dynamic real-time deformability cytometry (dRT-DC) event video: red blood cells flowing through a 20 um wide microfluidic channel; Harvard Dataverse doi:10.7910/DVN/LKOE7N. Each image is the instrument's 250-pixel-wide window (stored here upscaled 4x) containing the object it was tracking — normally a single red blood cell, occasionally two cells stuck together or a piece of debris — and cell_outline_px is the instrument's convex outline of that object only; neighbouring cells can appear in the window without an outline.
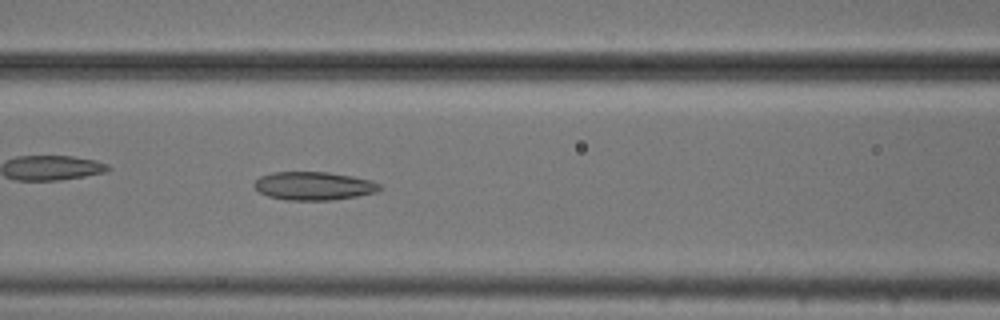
{"species": "common noctule bat (a hibernating species)", "species_latin": "Nyctalus noctula", "temperature_condition": "cold", "stored_images_in_passage": 52, "camera_frame_rate_fps": 3000, "um_per_image_px": 0.085, "animal": {"sex": "male", "body_mass_g": 20.5, "forearm_length_mm": 52.5}, "frame": {"image": 1, "passage_image": 21, "time_ms": 6.667, "image_size_px": [1000, 320], "cell_outline_px": [[380, 188], [376, 192], [356, 196], [332, 200], [284, 200], [268, 196], [260, 192], [252, 184], [260, 176], [272, 172], [328, 172], [352, 176], [372, 180], [380, 184]], "centroid_in_image_um": [26.65, 15.8], "position_along_channel_um": 140.0, "area_um2": 20.69}}
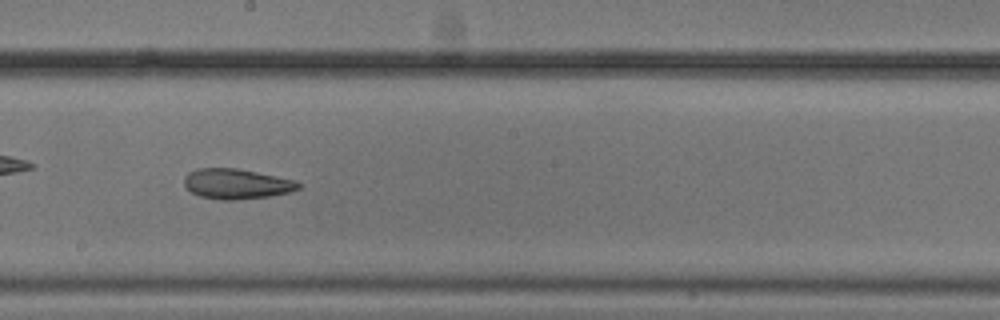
{"frame": {"image": 2, "passage_image": 28, "time_ms": 9.0, "image_size_px": [1000, 320], "cell_outline_px": [[300, 188], [292, 192], [268, 196], [236, 200], [220, 200], [200, 196], [192, 192], [184, 184], [184, 176], [188, 172], [196, 168], [236, 168], [296, 180], [300, 184]], "centroid_in_image_um": [20.1, 15.63], "position_along_channel_um": 228.1, "area_um2": 20.11}}
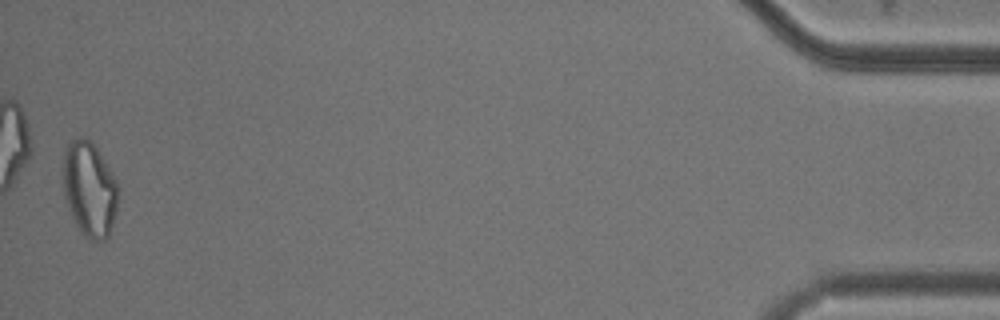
{"frame": {"image": 3, "passage_image": 51, "time_ms": 16.667, "image_size_px": [1000, 320], "cell_outline_px": [[116, 212], [108, 236], [104, 240], [92, 240], [84, 236], [80, 232], [68, 208], [64, 196], [64, 148], [68, 140], [76, 136], [84, 136], [96, 148], [112, 172], [116, 180]], "centroid_in_image_um": [7.57, 16.05], "position_along_channel_um": 427.6, "area_um2": 30.17}, "authors_computed_cell_mechanics": {"area_um2": 24.5072, "velocity_mm_per_s": 3.7885, "shape_relaxation_time_tau1_ms": 9.6826, "shape_relaxation_time_tau2_ms": 8.2421, "deformation_change_tau1": 0.167, "deformation_change_tau2": 0.1714}}